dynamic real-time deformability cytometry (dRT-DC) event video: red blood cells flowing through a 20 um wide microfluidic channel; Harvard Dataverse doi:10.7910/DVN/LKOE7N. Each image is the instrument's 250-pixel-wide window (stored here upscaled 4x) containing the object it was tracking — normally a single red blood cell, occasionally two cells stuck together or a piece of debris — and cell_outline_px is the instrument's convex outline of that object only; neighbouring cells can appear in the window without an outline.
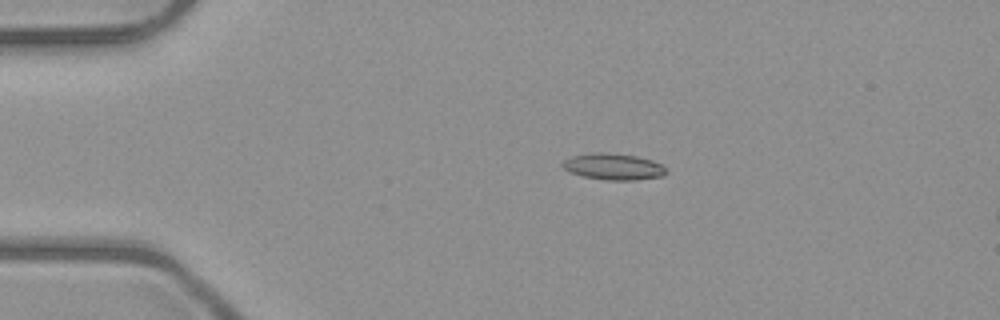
{"species": "common noctule bat (a hibernating species)", "species_latin": "Nyctalus noctula", "temperature_condition": "room temperature", "stored_images_in_passage": 4, "camera_frame_rate_fps": 3000, "um_per_image_px": 0.085, "animal": {"sex": "male", "body_mass_g": 23.1, "forearm_length_mm": 52.7}, "frame": {"image": 1, "passage_image": 2, "time_ms": 0.667, "image_size_px": [1000, 320], "cell_outline_px": [[668, 172], [664, 176], [636, 180], [604, 180], [584, 176], [572, 172], [564, 168], [560, 164], [564, 160], [572, 156], [592, 152], [608, 152], [636, 156], [652, 160], [660, 164]], "centroid_in_image_um": [52.15, 14.16], "position_along_channel_um": 32.9, "area_um2": 15.95}}
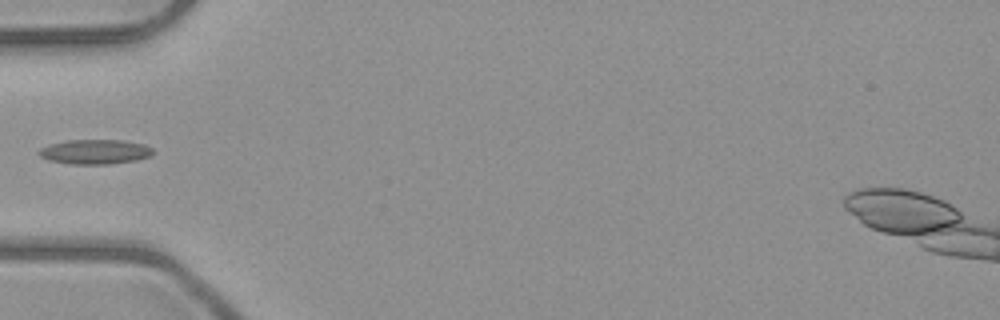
{"frame": {"image": 2, "passage_image": 4, "time_ms": 3.0, "image_size_px": [1000, 320], "cell_outline_px": [[152, 156], [136, 160], [108, 164], [68, 164], [48, 160], [40, 156], [36, 152], [40, 148], [48, 144], [68, 140], [124, 140], [144, 144], [152, 148]], "centroid_in_image_um": [8.04, 12.9], "position_along_channel_um": 77.0, "area_um2": 16.53}}